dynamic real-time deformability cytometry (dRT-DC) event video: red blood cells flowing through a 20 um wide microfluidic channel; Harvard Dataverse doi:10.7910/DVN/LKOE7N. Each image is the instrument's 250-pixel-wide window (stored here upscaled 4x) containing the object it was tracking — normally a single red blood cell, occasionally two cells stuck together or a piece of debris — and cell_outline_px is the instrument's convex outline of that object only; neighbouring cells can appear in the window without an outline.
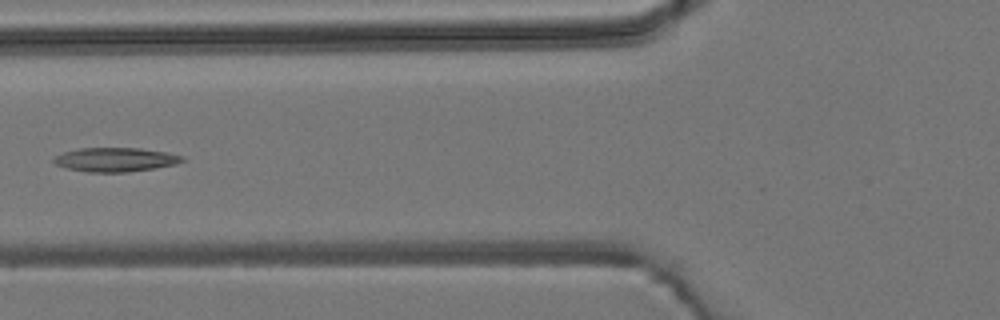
{"species": "common noctule bat (a hibernating species)", "species_latin": "Nyctalus noctula", "temperature_condition": "room temperature", "stored_images_in_passage": 7, "camera_frame_rate_fps": 3000, "um_per_image_px": 0.085, "animal": {"sex": "male", "body_mass_g": 19.2, "forearm_length_mm": 51.8}, "frame": {"image": 1, "passage_image": 6, "time_ms": 6.333, "image_size_px": [1000, 320], "cell_outline_px": [[184, 160], [176, 164], [156, 168], [128, 172], [88, 172], [68, 168], [56, 164], [52, 160], [56, 156], [64, 152], [80, 148], [140, 148], [168, 152], [184, 156]], "centroid_in_image_um": [9.86, 13.56], "position_along_channel_um": 115.9, "area_um2": 17.98}}
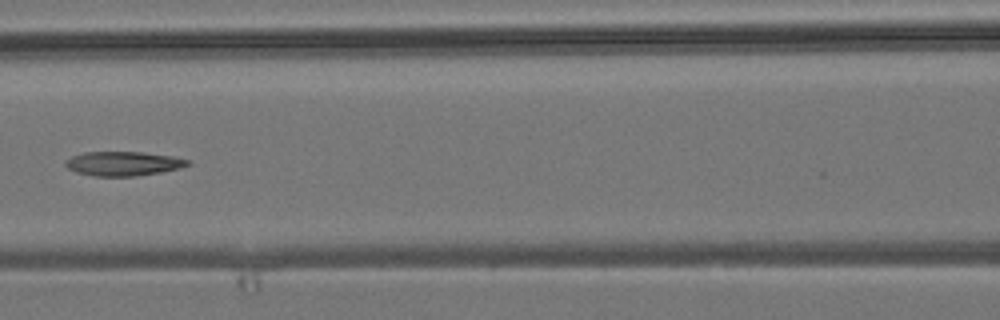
{"frame": {"image": 2, "passage_image": 7, "time_ms": 7.333, "image_size_px": [1000, 320], "cell_outline_px": [[192, 164], [180, 168], [160, 172], [136, 176], [92, 176], [76, 172], [68, 168], [64, 164], [64, 160], [72, 156], [84, 152], [140, 152], [172, 156], [192, 160]], "centroid_in_image_um": [10.48, 13.9], "position_along_channel_um": 156.1, "area_um2": 17.4}}